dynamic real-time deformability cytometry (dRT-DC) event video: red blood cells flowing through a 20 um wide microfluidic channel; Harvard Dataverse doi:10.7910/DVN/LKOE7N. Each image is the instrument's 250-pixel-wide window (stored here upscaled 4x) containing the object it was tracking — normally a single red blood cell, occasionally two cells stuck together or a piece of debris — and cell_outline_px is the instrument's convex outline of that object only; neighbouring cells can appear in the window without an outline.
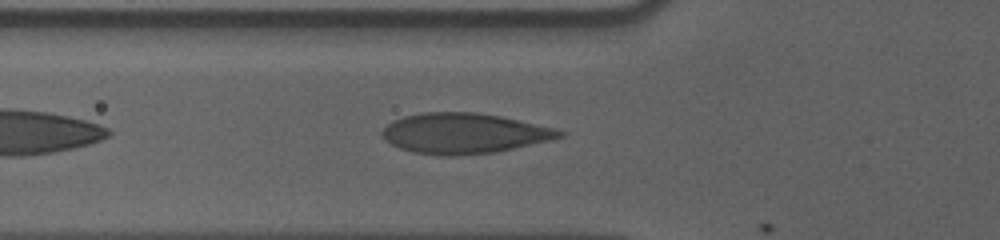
{"species": "human", "species_latin": "Homo sapiens", "temperature_condition": "cold", "stored_images_in_passage": 41, "camera_frame_rate_fps": 3000, "um_per_image_px": 0.085, "donor": {"sex": "male"}, "frame": {"image": 1, "passage_image": 6, "time_ms": 1.667, "image_size_px": [1000, 240], "cell_outline_px": [[568, 132], [564, 136], [552, 140], [496, 152], [456, 156], [444, 156], [412, 152], [400, 148], [384, 140], [380, 136], [380, 132], [392, 120], [404, 116], [424, 112], [476, 112], [500, 116], [552, 128]], "centroid_in_image_um": [39.41, 11.34], "position_along_channel_um": 86.4, "area_um2": 41.85}}
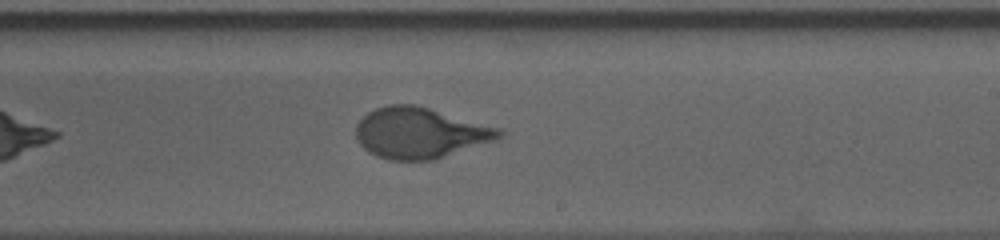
{"frame": {"image": 2, "passage_image": 20, "time_ms": 6.333, "image_size_px": [1000, 240], "cell_outline_px": [[504, 136], [496, 140], [436, 160], [388, 160], [376, 156], [368, 152], [356, 140], [356, 124], [368, 112], [376, 108], [388, 104], [412, 104], [428, 108], [504, 128]], "centroid_in_image_um": [35.74, 11.31], "position_along_channel_um": 253.3, "area_um2": 42.89}}
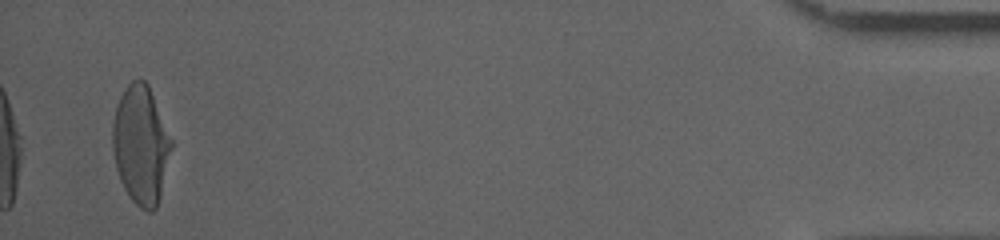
{"frame": {"image": 3, "passage_image": 41, "time_ms": 13.333, "image_size_px": [1000, 240], "cell_outline_px": [[172, 148], [160, 196], [156, 208], [152, 212], [148, 212], [140, 208], [132, 200], [124, 188], [120, 180], [116, 168], [112, 148], [112, 120], [116, 104], [124, 88], [132, 80], [140, 76], [148, 84], [172, 140]], "centroid_in_image_um": [11.95, 12.28], "position_along_channel_um": 423.3, "area_um2": 40.81}, "authors_computed_cell_mechanics": {"area_um2": 41.7894, "velocity_mm_per_s": 3.5765, "shape_relaxation_time_tau1_ms": 5.2407, "shape_relaxation_time_tau2_ms": null, "deformation_change_tau1": 0.2036, "deformation_change_tau2": null}}